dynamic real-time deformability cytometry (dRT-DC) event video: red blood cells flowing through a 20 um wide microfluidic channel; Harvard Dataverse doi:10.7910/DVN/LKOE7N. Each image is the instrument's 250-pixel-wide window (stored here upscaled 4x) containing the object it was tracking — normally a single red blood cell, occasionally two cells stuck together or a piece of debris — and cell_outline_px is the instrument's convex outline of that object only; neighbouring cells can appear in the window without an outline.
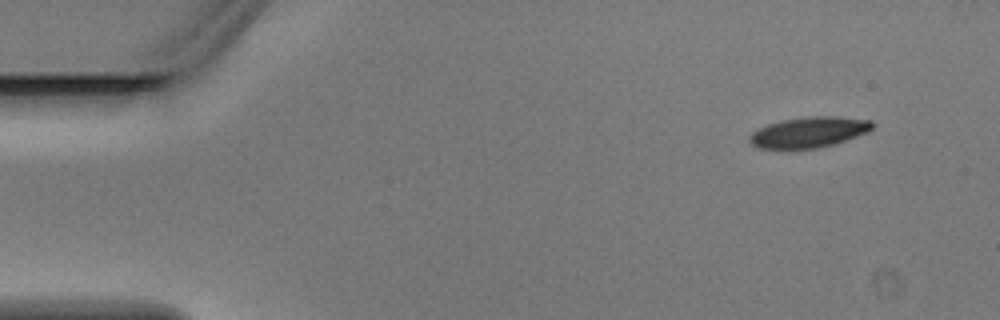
{"species": "Egyptian fruit bat (a non-hibernating species)", "species_latin": "Rousettus aegyptiacus", "temperature_condition": "warm", "stored_images_in_passage": 3, "camera_frame_rate_fps": 3000, "um_per_image_px": 0.085, "animal": {"sex": "male"}, "frame": {"image": 1, "passage_image": 1, "time_ms": 0.0, "image_size_px": [1000, 320], "cell_outline_px": [[876, 124], [868, 132], [836, 144], [816, 148], [760, 148], [752, 144], [748, 140], [748, 136], [752, 132], [768, 124], [780, 120], [808, 116], [836, 116], [872, 120]], "centroid_in_image_um": [68.8, 11.22], "position_along_channel_um": 16.2, "area_um2": 22.02}}